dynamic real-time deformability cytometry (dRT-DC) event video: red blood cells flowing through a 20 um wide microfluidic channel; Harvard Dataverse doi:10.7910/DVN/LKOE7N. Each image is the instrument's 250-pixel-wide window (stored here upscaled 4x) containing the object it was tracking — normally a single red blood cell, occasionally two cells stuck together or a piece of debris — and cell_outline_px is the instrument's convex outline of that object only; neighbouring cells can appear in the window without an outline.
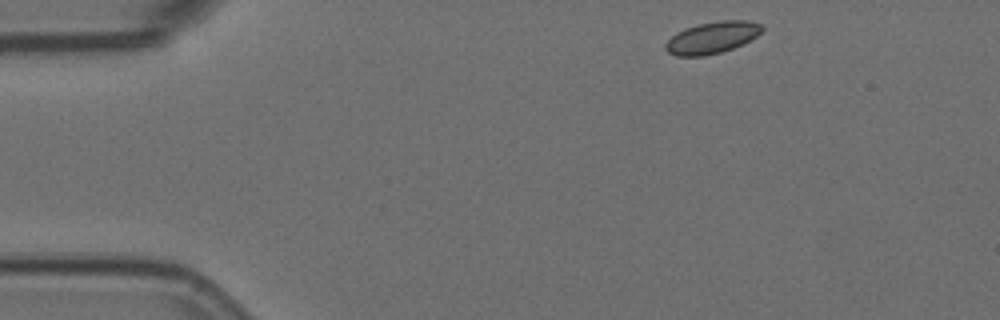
{"species": "Egyptian fruit bat (a non-hibernating species)", "species_latin": "Rousettus aegyptiacus", "temperature_condition": "room temperature", "stored_images_in_passage": 14, "camera_frame_rate_fps": 3000, "um_per_image_px": 0.085, "animal": {"sex": "female"}, "frame": {"image": 1, "passage_image": 1, "time_ms": 0.0, "image_size_px": [1000, 320], "cell_outline_px": [[764, 28], [756, 36], [732, 48], [720, 52], [704, 56], [676, 56], [668, 52], [664, 48], [664, 44], [676, 32], [684, 28], [700, 24], [720, 20], [748, 20], [760, 24]], "centroid_in_image_um": [60.49, 3.19], "position_along_channel_um": 24.5, "area_um2": 17.69}}
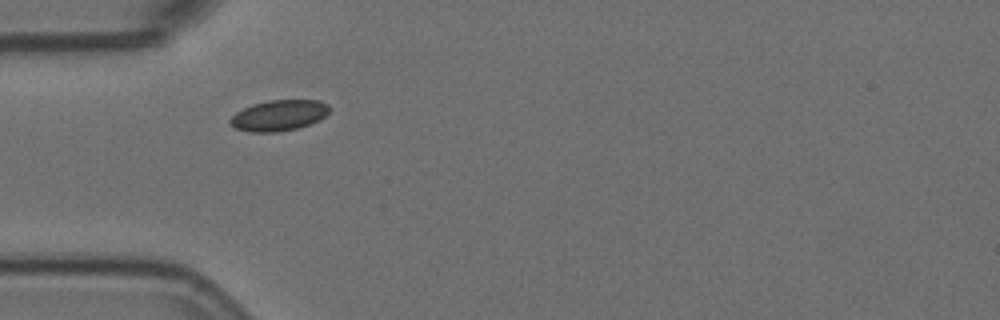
{"frame": {"image": 2, "passage_image": 10, "time_ms": 3.0, "image_size_px": [1000, 320], "cell_outline_px": [[332, 108], [320, 120], [296, 128], [276, 132], [248, 132], [236, 128], [228, 124], [228, 120], [236, 112], [252, 104], [268, 100], [320, 100], [328, 104]], "centroid_in_image_um": [23.69, 9.8], "position_along_channel_um": 61.3, "area_um2": 17.92}}
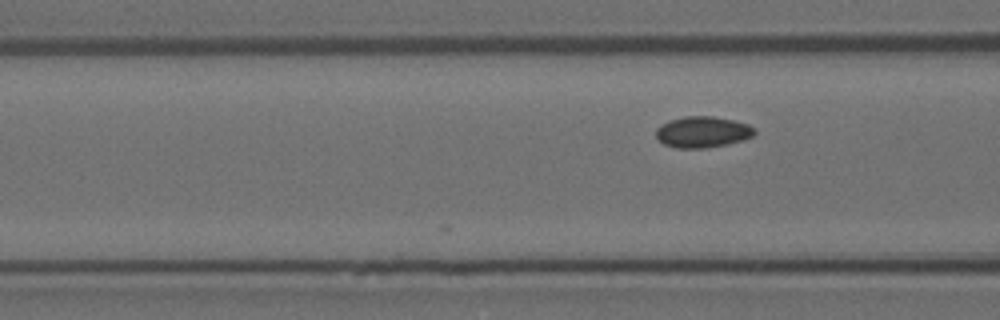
{"frame": {"image": 3, "passage_image": 14, "time_ms": 4.333, "image_size_px": [1000, 320], "cell_outline_px": [[756, 132], [752, 136], [744, 140], [728, 144], [704, 148], [676, 148], [664, 144], [656, 136], [656, 128], [660, 124], [668, 120], [684, 116], [712, 116], [732, 120], [748, 124], [756, 128]], "centroid_in_image_um": [59.72, 11.21], "position_along_channel_um": 106.9, "area_um2": 18.03}}